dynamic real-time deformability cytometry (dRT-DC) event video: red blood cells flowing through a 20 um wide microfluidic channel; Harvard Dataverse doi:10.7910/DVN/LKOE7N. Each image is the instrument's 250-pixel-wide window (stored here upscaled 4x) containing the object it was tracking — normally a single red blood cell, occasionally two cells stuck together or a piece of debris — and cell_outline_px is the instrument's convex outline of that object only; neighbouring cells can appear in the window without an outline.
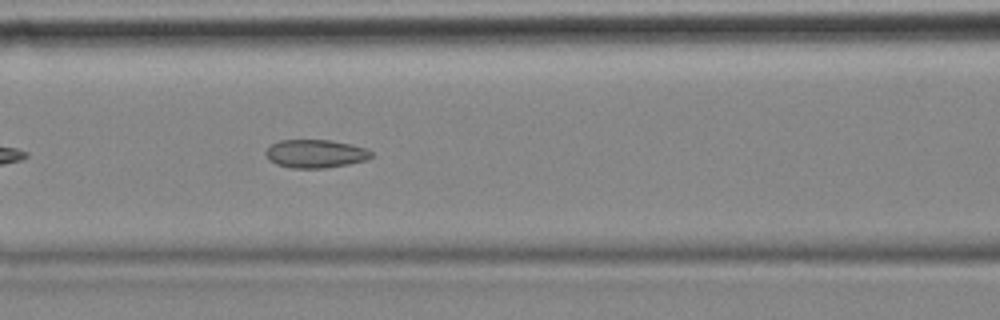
{"species": "common noctule bat (a hibernating species)", "species_latin": "Nyctalus noctula", "temperature_condition": "cold", "stored_images_in_passage": 7, "camera_frame_rate_fps": 3000, "um_per_image_px": 0.085, "animal": {"sex": "female", "body_mass_g": 18.4}, "frame": {"image": 1, "passage_image": 7, "time_ms": 2.0, "image_size_px": [1000, 320], "cell_outline_px": [[372, 156], [368, 160], [348, 164], [324, 168], [292, 168], [276, 164], [264, 152], [272, 144], [280, 140], [332, 140], [368, 148], [372, 152]], "centroid_in_image_um": [26.87, 13.06], "position_along_channel_um": 139.7, "area_um2": 17.34}}